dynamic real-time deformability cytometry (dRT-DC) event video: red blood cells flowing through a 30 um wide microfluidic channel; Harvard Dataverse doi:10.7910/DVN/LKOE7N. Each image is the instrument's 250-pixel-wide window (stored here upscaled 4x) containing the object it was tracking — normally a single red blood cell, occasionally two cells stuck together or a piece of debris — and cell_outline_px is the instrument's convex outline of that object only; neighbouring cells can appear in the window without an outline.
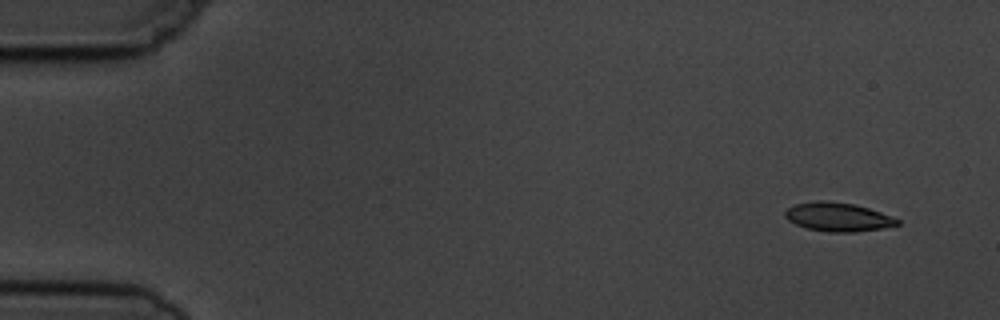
{"species": "common noctule bat (a hibernating species)", "species_latin": "Nyctalus noctula", "temperature_condition": "cold", "stored_images_in_passage": 10, "camera_frame_rate_fps": 3000, "um_per_image_px": 0.085, "animal": {"sex": "male", "body_mass_g": 19.5, "forearm_length_mm": 54.6}, "frame": {"image": 1, "passage_image": 1, "time_ms": 0.0, "image_size_px": [1000, 320], "cell_outline_px": [[900, 224], [880, 228], [856, 232], [828, 232], [808, 228], [796, 224], [788, 220], [784, 216], [784, 212], [788, 208], [796, 204], [816, 200], [824, 200], [852, 204], [868, 208], [880, 212], [900, 220]], "centroid_in_image_um": [71.2, 18.44], "position_along_channel_um": 13.8, "area_um2": 18.61}}
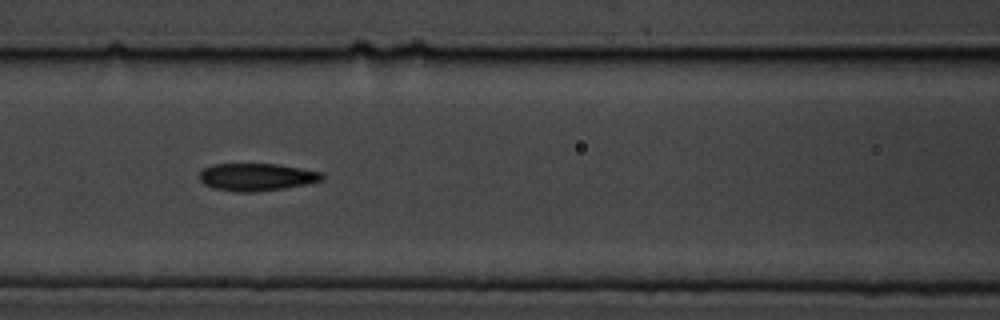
{"frame": {"image": 2, "passage_image": 6, "time_ms": 6.667, "image_size_px": [1000, 320], "cell_outline_px": [[324, 180], [308, 184], [284, 188], [256, 192], [236, 192], [212, 188], [204, 184], [200, 180], [200, 172], [204, 168], [212, 164], [276, 164], [324, 172]], "centroid_in_image_um": [21.84, 15.05], "position_along_channel_um": 144.8, "area_um2": 19.83}}
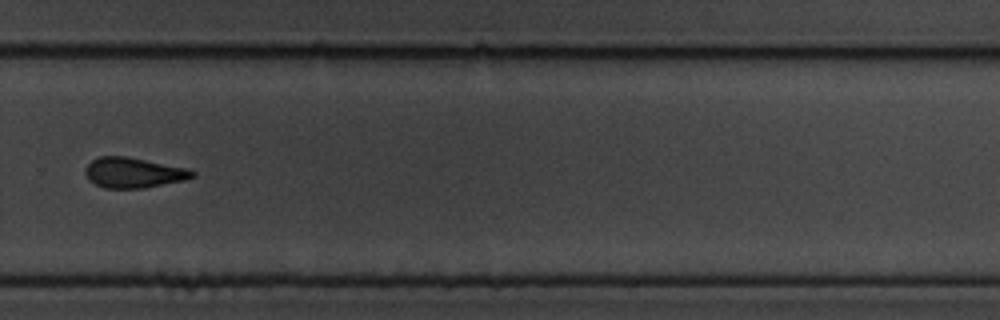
{"frame": {"image": 3, "passage_image": 10, "time_ms": 11.333, "image_size_px": [1000, 320], "cell_outline_px": [[196, 176], [184, 180], [144, 188], [104, 188], [88, 180], [84, 172], [84, 168], [92, 160], [100, 156], [128, 156], [188, 168], [196, 172]], "centroid_in_image_um": [11.35, 14.67], "position_along_channel_um": 318.5, "area_um2": 19.07}}